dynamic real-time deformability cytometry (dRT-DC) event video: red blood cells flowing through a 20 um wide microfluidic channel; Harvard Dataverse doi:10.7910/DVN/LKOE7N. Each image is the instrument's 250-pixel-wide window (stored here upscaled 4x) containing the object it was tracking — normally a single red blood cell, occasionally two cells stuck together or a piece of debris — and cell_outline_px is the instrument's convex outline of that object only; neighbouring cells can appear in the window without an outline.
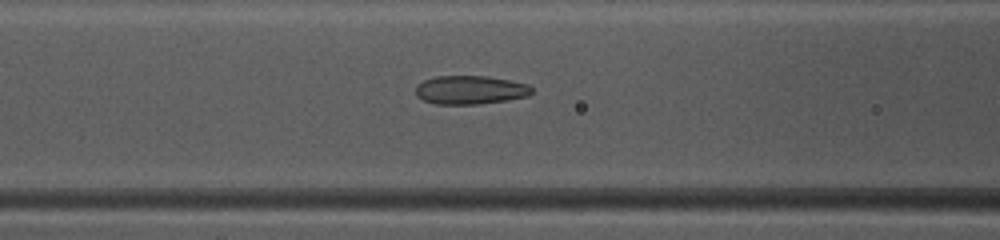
{"species": "common noctule bat (a hibernating species)", "species_latin": "Nyctalus noctula", "temperature_condition": "warm", "stored_images_in_passage": 48, "camera_frame_rate_fps": 3000, "um_per_image_px": 0.085, "animal": {"sex": "female", "body_mass_g": 10.0, "forearm_length_mm": 53.1}, "frame": {"image": 1, "passage_image": 20, "time_ms": 6.333, "image_size_px": [1000, 240], "cell_outline_px": [[532, 92], [528, 96], [508, 100], [480, 104], [436, 104], [424, 100], [416, 96], [416, 84], [424, 80], [436, 76], [488, 76], [528, 84], [532, 88]], "centroid_in_image_um": [39.96, 7.64], "position_along_channel_um": 126.6, "area_um2": 19.42}}
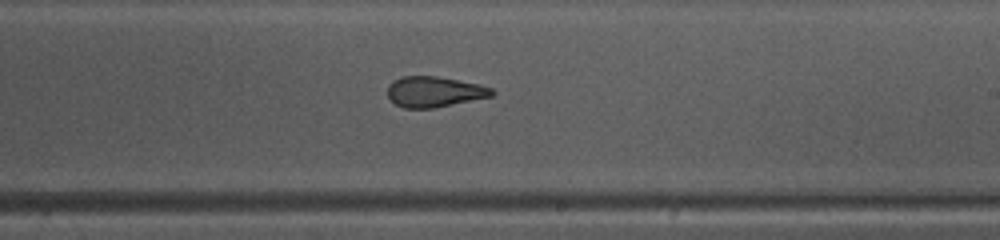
{"frame": {"image": 2, "passage_image": 29, "time_ms": 9.333, "image_size_px": [1000, 240], "cell_outline_px": [[496, 92], [492, 96], [432, 108], [404, 108], [396, 104], [388, 96], [388, 84], [392, 80], [400, 76], [436, 76], [480, 84], [492, 88]], "centroid_in_image_um": [36.9, 7.78], "position_along_channel_um": 252.1, "area_um2": 18.55}}
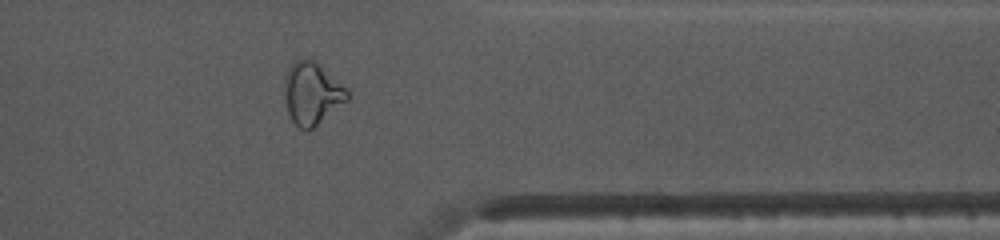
{"frame": {"image": 3, "passage_image": 39, "time_ms": 12.667, "image_size_px": [1000, 240], "cell_outline_px": [[352, 96], [348, 100], [312, 128], [300, 128], [292, 120], [288, 112], [284, 92], [284, 76], [288, 68], [296, 60], [304, 56], [316, 60], [348, 88]], "centroid_in_image_um": [26.54, 7.86], "position_along_channel_um": 384.9, "area_um2": 23.12}, "authors_computed_cell_mechanics": {"area_um2": 20.5768, "velocity_mm_per_s": 4.1889, "shape_relaxation_time_tau1_ms": null, "shape_relaxation_time_tau2_ms": 1.6108, "deformation_change_tau1": null, "deformation_change_tau2": 0.0857}}